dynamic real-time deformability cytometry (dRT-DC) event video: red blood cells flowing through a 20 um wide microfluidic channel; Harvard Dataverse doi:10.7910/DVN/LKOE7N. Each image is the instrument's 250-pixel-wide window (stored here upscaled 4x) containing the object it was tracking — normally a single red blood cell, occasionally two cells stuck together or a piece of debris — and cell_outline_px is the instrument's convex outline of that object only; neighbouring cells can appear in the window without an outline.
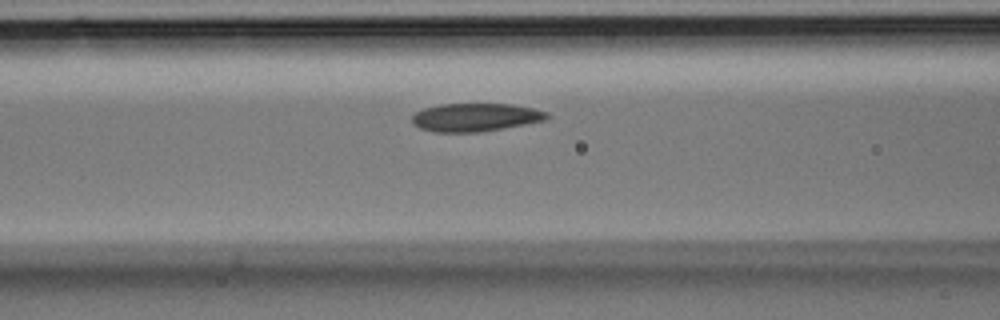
{"species": "Egyptian fruit bat (a non-hibernating species)", "species_latin": "Rousettus aegyptiacus", "temperature_condition": "room temperature", "stored_images_in_passage": 26, "camera_frame_rate_fps": 3000, "um_per_image_px": 0.085, "animal": {"sex": "male"}, "frame": {"image": 1, "passage_image": 4, "time_ms": 1.0, "image_size_px": [1000, 320], "cell_outline_px": [[552, 116], [548, 120], [504, 128], [480, 132], [432, 132], [420, 128], [412, 124], [412, 116], [416, 112], [424, 108], [440, 104], [512, 104], [532, 108], [548, 112]], "centroid_in_image_um": [40.44, 9.97], "position_along_channel_um": 126.2, "area_um2": 22.37}}
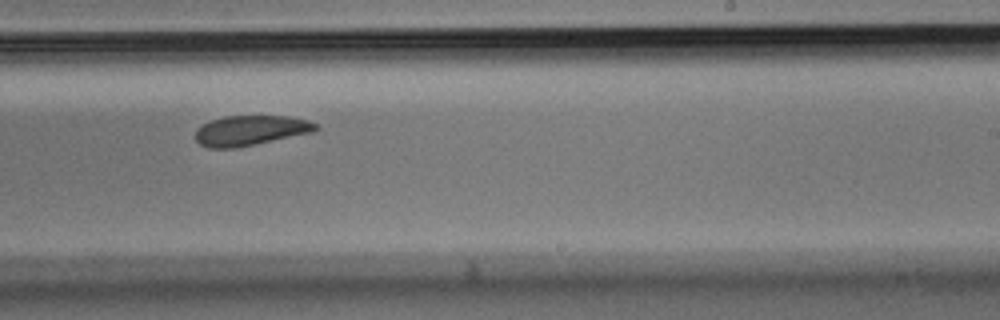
{"frame": {"image": 2, "passage_image": 12, "time_ms": 3.667, "image_size_px": [1000, 320], "cell_outline_px": [[320, 128], [312, 132], [236, 148], [208, 148], [200, 144], [196, 140], [196, 128], [200, 124], [224, 116], [288, 116], [308, 120], [316, 124]], "centroid_in_image_um": [21.26, 11.08], "position_along_channel_um": 267.7, "area_um2": 21.04}}
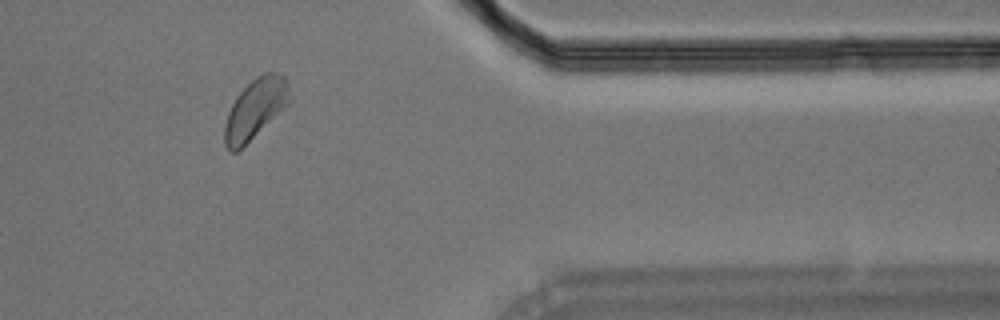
{"frame": {"image": 3, "passage_image": 20, "time_ms": 6.333, "image_size_px": [1000, 320], "cell_outline_px": [[288, 104], [236, 152], [228, 152], [224, 144], [224, 124], [228, 112], [236, 96], [256, 76], [264, 72], [276, 72], [284, 76], [288, 84]], "centroid_in_image_um": [21.65, 9.24], "position_along_channel_um": 389.8, "area_um2": 22.2}}